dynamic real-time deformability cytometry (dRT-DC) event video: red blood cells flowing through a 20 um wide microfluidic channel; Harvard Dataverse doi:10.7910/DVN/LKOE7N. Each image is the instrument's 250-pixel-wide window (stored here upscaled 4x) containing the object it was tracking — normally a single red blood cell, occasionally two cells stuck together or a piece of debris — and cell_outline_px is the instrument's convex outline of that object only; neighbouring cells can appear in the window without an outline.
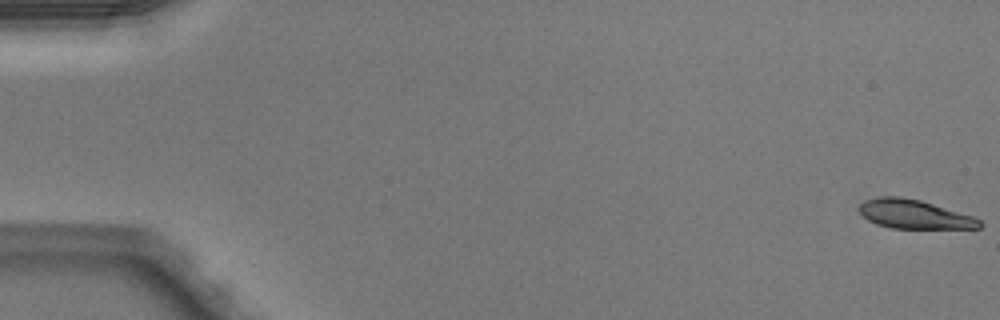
{"species": "Egyptian fruit bat (a non-hibernating species)", "species_latin": "Rousettus aegyptiacus", "temperature_condition": "warm", "stored_images_in_passage": 50, "camera_frame_rate_fps": 3000, "um_per_image_px": 0.085, "animal": {"sex": "male"}, "frame": {"image": 1, "passage_image": 1, "time_ms": 0.0, "image_size_px": [1000, 320], "cell_outline_px": [[984, 224], [980, 228], [892, 228], [876, 224], [868, 220], [860, 212], [860, 204], [864, 200], [880, 196], [900, 196], [920, 200], [976, 216]], "centroid_in_image_um": [77.75, 18.2], "position_along_channel_um": 7.2, "area_um2": 20.4}}
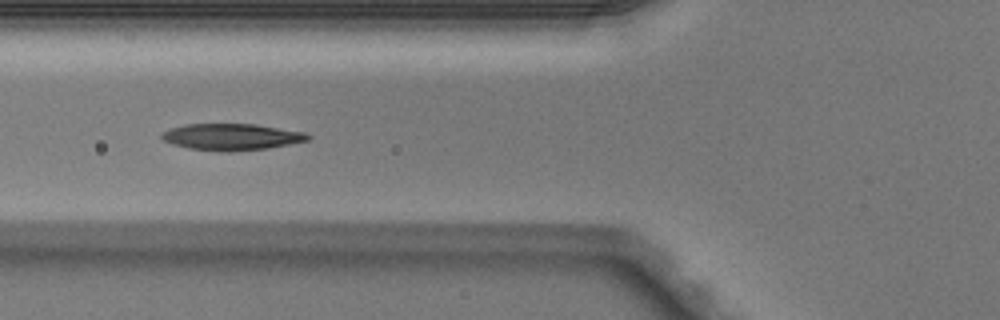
{"frame": {"image": 2, "passage_image": 20, "time_ms": 6.333, "image_size_px": [1000, 320], "cell_outline_px": [[312, 136], [308, 140], [268, 148], [228, 152], [188, 148], [172, 144], [164, 140], [160, 136], [160, 132], [168, 128], [184, 124], [256, 124], [308, 132]], "centroid_in_image_um": [19.67, 11.62], "position_along_channel_um": 106.1, "area_um2": 22.83}}
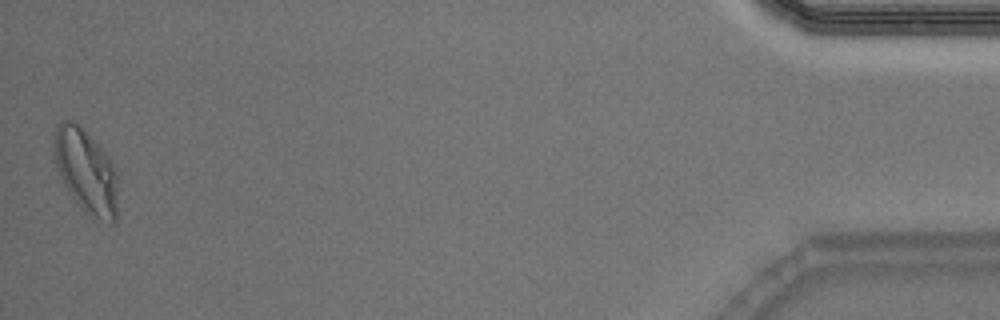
{"frame": {"image": 3, "passage_image": 50, "time_ms": 16.333, "image_size_px": [1000, 320], "cell_outline_px": [[116, 224], [112, 224], [92, 220], [76, 204], [68, 192], [56, 168], [52, 152], [52, 140], [56, 124], [64, 120], [72, 120], [80, 124], [104, 152], [116, 168]], "centroid_in_image_um": [7.26, 14.57], "position_along_channel_um": 427.9, "area_um2": 32.08}, "authors_computed_cell_mechanics": {"area_um2": 22.7732, "velocity_mm_per_s": 4.0855, "shape_relaxation_time_tau1_ms": 4.7324, "shape_relaxation_time_tau2_ms": 3.0504, "deformation_change_tau1": 0.1784, "deformation_change_tau2": 0.0929}}